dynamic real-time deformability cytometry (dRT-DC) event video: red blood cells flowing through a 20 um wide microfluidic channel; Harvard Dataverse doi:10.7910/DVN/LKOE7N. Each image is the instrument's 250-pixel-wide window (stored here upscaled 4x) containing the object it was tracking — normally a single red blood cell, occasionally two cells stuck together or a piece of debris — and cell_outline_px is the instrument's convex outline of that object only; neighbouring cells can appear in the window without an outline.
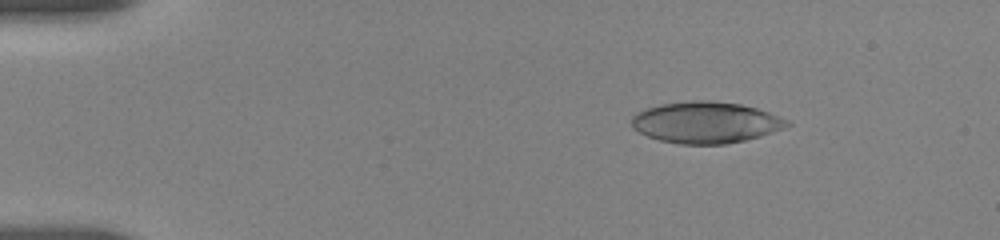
{"species": "human", "species_latin": "Homo sapiens", "temperature_condition": "room temperature", "stored_images_in_passage": 12, "camera_frame_rate_fps": 3000, "um_per_image_px": 0.085, "donor": {"sex": "female"}, "frame": {"image": 1, "passage_image": 4, "time_ms": 2.333, "image_size_px": [1000, 240], "cell_outline_px": [[792, 124], [760, 136], [744, 140], [724, 144], [680, 144], [660, 140], [648, 136], [632, 128], [632, 116], [636, 112], [644, 108], [660, 104], [692, 100], [708, 100], [740, 104], [756, 108], [768, 112], [788, 120]], "centroid_in_image_um": [59.95, 10.39], "position_along_channel_um": 25.1, "area_um2": 37.34}}
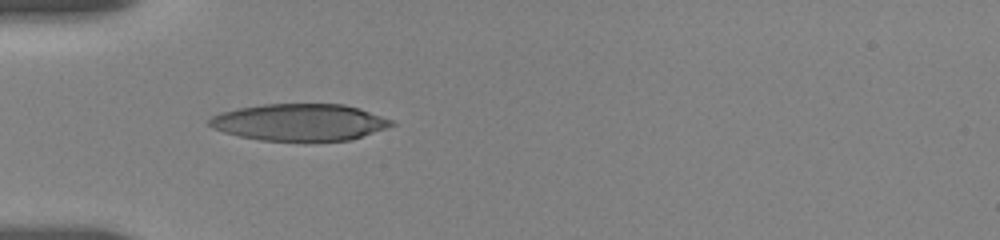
{"frame": {"image": 2, "passage_image": 9, "time_ms": 5.333, "image_size_px": [1000, 240], "cell_outline_px": [[396, 124], [352, 140], [304, 144], [260, 140], [240, 136], [224, 132], [212, 128], [208, 124], [208, 120], [212, 116], [220, 112], [240, 108], [264, 104], [344, 104], [360, 108], [392, 120]], "centroid_in_image_um": [25.48, 10.43], "position_along_channel_um": 59.5, "area_um2": 40.17}}
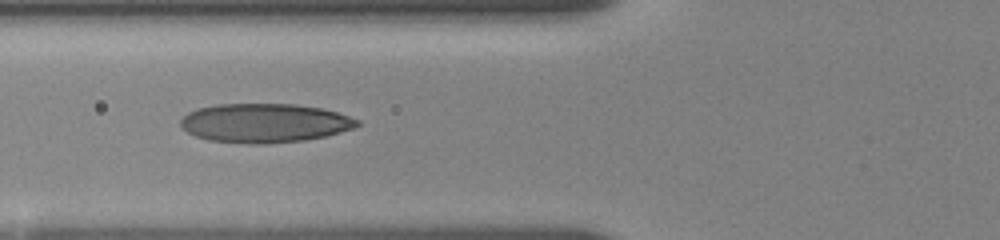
{"frame": {"image": 3, "passage_image": 11, "time_ms": 6.667, "image_size_px": [1000, 240], "cell_outline_px": [[360, 124], [356, 128], [324, 136], [304, 140], [268, 144], [248, 144], [208, 140], [196, 136], [188, 132], [180, 124], [180, 120], [188, 112], [196, 108], [216, 104], [296, 104], [320, 108], [336, 112], [360, 120]], "centroid_in_image_um": [22.48, 10.46], "position_along_channel_um": 103.3, "area_um2": 40.29}}